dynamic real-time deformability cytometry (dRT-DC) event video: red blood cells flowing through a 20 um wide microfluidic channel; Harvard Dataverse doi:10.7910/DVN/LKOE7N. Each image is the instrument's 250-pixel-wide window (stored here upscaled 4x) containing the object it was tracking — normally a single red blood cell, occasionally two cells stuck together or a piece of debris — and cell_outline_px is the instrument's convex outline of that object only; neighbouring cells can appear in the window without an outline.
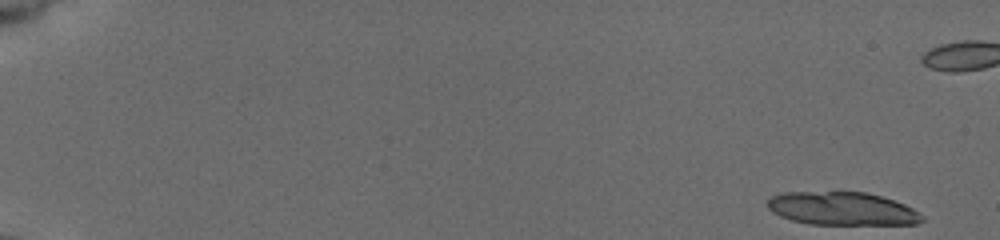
{"species": "common noctule bat (a hibernating species)", "species_latin": "Nyctalus noctula", "temperature_condition": "cold", "stored_images_in_passage": 22, "camera_frame_rate_fps": 3000, "um_per_image_px": 0.085, "animal": {"sex": "female", "body_mass_g": 19.5, "forearm_length_mm": 54.1}, "frame": {"image": 1, "passage_image": 1, "time_ms": 0.0, "image_size_px": [1000, 240], "cell_outline_px": [[924, 220], [916, 224], [808, 224], [792, 220], [780, 216], [772, 212], [768, 208], [768, 196], [784, 192], [868, 192], [904, 204], [912, 208], [924, 216]], "centroid_in_image_um": [71.55, 17.73], "position_along_channel_um": 13.4, "area_um2": 29.88}}
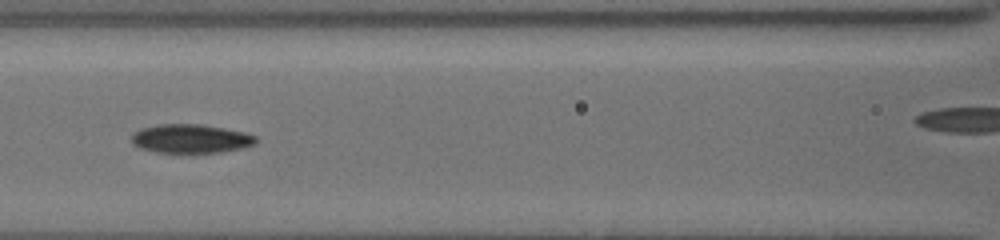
{"frame": {"image": 2, "passage_image": 19, "time_ms": 8.667, "image_size_px": [1000, 240], "cell_outline_px": [[256, 144], [244, 148], [220, 152], [156, 152], [140, 148], [132, 144], [132, 132], [140, 128], [156, 124], [200, 124], [224, 128], [244, 132], [256, 136]], "centroid_in_image_um": [16.19, 11.78], "position_along_channel_um": 150.4, "area_um2": 20.98}}